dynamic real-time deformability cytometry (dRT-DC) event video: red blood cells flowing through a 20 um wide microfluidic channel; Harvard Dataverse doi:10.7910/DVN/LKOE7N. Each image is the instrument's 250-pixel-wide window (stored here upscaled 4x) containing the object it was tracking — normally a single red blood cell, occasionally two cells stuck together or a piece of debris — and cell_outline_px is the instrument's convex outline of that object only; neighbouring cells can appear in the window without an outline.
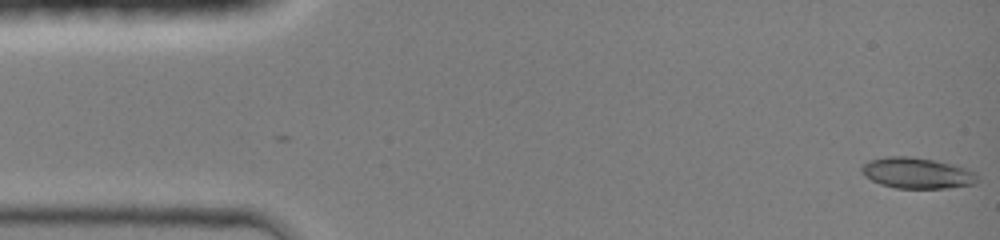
{"species": "common noctule bat (a hibernating species)", "species_latin": "Nyctalus noctula", "temperature_condition": "room temperature", "stored_images_in_passage": 8, "camera_frame_rate_fps": 3000, "um_per_image_px": 0.085, "animal": {"sex": "female", "body_mass_g": 19.0, "forearm_length_mm": 51.5}, "frame": {"image": 1, "passage_image": 1, "time_ms": 0.0, "image_size_px": [1000, 240], "cell_outline_px": [[980, 180], [976, 184], [948, 188], [896, 188], [880, 184], [864, 176], [860, 172], [860, 168], [868, 160], [884, 156], [912, 156], [936, 160], [956, 164], [976, 172]], "centroid_in_image_um": [77.98, 14.7], "position_along_channel_um": 7.0, "area_um2": 21.39}}